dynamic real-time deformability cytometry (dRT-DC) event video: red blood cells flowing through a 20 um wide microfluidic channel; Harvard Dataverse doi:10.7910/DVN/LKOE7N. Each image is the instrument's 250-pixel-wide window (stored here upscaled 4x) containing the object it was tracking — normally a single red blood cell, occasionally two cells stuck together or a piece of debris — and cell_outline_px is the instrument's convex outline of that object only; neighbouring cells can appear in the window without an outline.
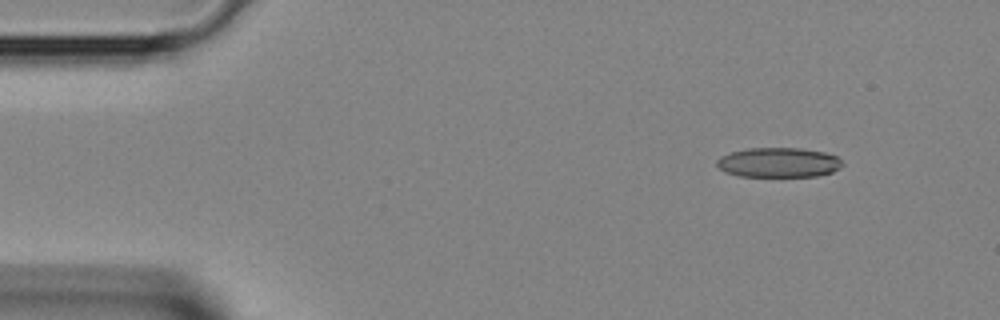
{"species": "Egyptian fruit bat (a non-hibernating species)", "species_latin": "Rousettus aegyptiacus", "temperature_condition": "room temperature", "stored_images_in_passage": 2, "camera_frame_rate_fps": 3000, "um_per_image_px": 0.085, "animal": {"sex": "female"}, "frame": {"image": 1, "passage_image": 1, "time_ms": 0.0, "image_size_px": [1000, 320], "cell_outline_px": [[844, 164], [840, 168], [832, 172], [816, 176], [740, 176], [724, 172], [716, 164], [716, 160], [720, 156], [732, 152], [748, 148], [800, 148], [824, 152], [836, 156]], "centroid_in_image_um": [66.17, 13.81], "position_along_channel_um": 18.8, "area_um2": 21.73}}
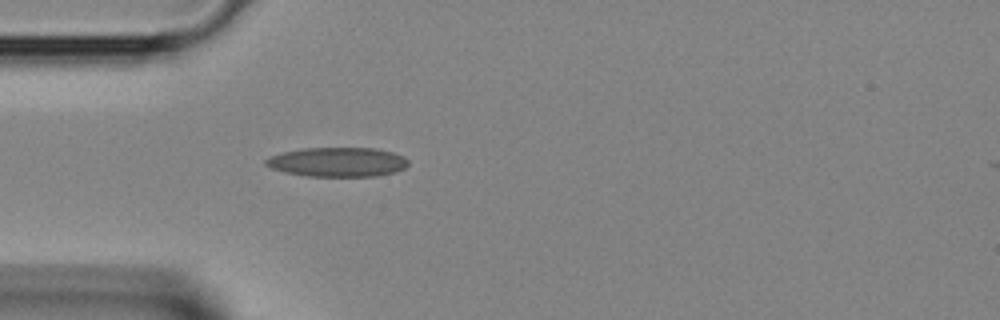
{"frame": {"image": 2, "passage_image": 2, "time_ms": 0.333, "image_size_px": [1000, 320], "cell_outline_px": [[408, 164], [404, 168], [396, 172], [376, 176], [308, 176], [284, 172], [272, 168], [264, 164], [264, 160], [268, 156], [284, 152], [304, 148], [376, 148], [392, 152], [404, 156], [408, 160]], "centroid_in_image_um": [28.69, 13.77], "position_along_channel_um": 56.3, "area_um2": 24.45}}